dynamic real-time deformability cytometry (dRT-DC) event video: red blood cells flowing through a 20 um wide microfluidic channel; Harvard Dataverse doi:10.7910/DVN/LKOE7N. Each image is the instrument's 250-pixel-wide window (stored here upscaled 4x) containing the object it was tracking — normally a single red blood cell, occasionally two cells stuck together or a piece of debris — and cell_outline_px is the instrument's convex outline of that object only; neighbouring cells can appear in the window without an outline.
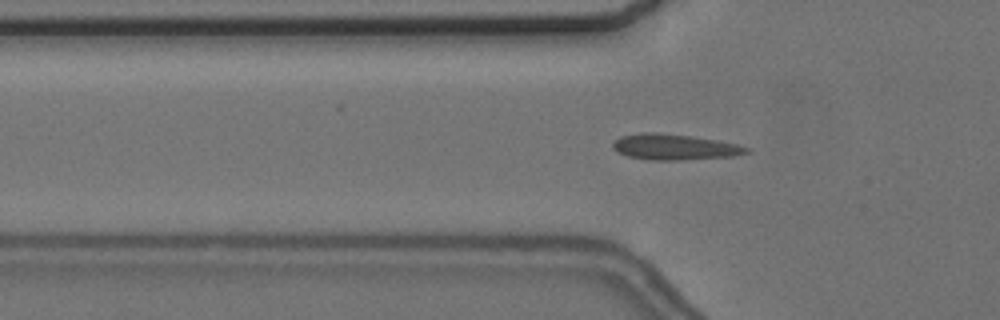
{"species": "common noctule bat (a hibernating species)", "species_latin": "Nyctalus noctula", "temperature_condition": "cold", "stored_images_in_passage": 57, "camera_frame_rate_fps": 3000, "um_per_image_px": 0.085, "animal": {"sex": "female", "body_mass_g": 24.6, "forearm_length_mm": 56.2}, "frame": {"image": 1, "passage_image": 19, "time_ms": 6.0, "image_size_px": [1000, 320], "cell_outline_px": [[752, 152], [732, 156], [680, 160], [652, 160], [628, 156], [616, 152], [612, 148], [612, 144], [620, 136], [640, 132], [656, 132], [692, 136], [716, 140], [736, 144], [752, 148]], "centroid_in_image_um": [57.33, 12.49], "position_along_channel_um": 68.5, "area_um2": 20.17}}
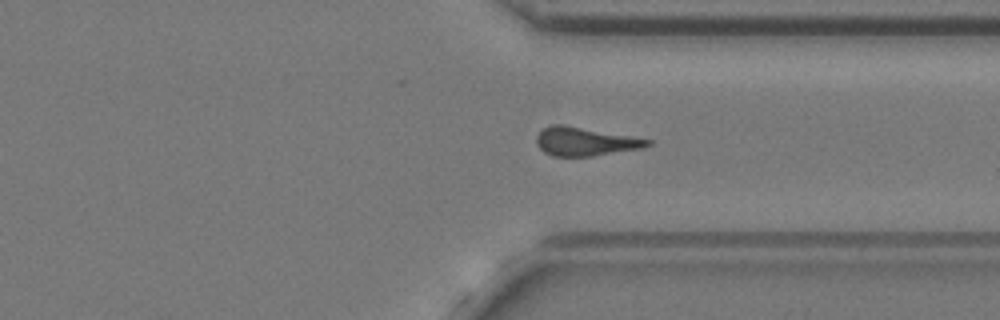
{"frame": {"image": 2, "passage_image": 43, "time_ms": 14.0, "image_size_px": [1000, 320], "cell_outline_px": [[652, 144], [640, 148], [592, 156], [552, 156], [544, 152], [536, 144], [536, 136], [544, 128], [552, 124], [564, 124], [652, 140]], "centroid_in_image_um": [49.7, 12.02], "position_along_channel_um": 361.7, "area_um2": 18.32}}
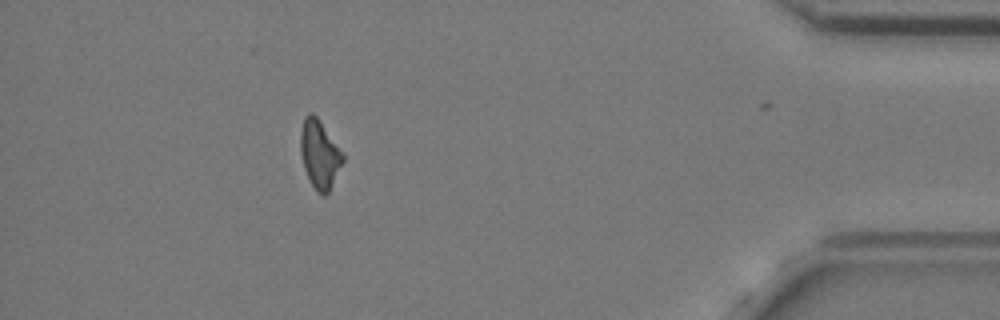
{"frame": {"image": 3, "passage_image": 51, "time_ms": 16.667, "image_size_px": [1000, 320], "cell_outline_px": [[344, 160], [328, 192], [324, 196], [316, 192], [304, 168], [300, 152], [300, 132], [304, 116], [308, 112], [312, 112], [316, 116], [344, 152]], "centroid_in_image_um": [27.16, 13.08], "position_along_channel_um": 408.0, "area_um2": 16.88}, "authors_computed_cell_mechanics": {"area_um2": 18.207, "velocity_mm_per_s": 3.6639, "shape_relaxation_time_tau1_ms": null, "shape_relaxation_time_tau2_ms": 0.7151, "deformation_change_tau1": null, "deformation_change_tau2": 0.0623}}